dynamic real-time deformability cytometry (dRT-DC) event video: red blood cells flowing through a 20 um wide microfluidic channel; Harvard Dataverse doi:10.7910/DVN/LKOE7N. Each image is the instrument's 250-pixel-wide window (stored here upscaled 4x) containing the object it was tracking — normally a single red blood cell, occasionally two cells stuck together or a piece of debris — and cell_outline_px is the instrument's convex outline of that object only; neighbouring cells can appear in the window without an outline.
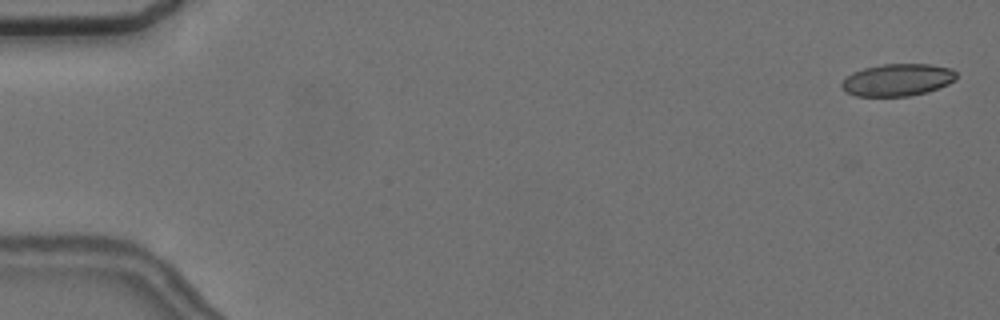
{"species": "common noctule bat (a hibernating species)", "species_latin": "Nyctalus noctula", "temperature_condition": "cold", "stored_images_in_passage": 6, "camera_frame_rate_fps": 3000, "um_per_image_px": 0.085, "animal": {"sex": "female", "body_mass_g": 24.6, "forearm_length_mm": 56.2}, "frame": {"image": 1, "passage_image": 1, "time_ms": 0.0, "image_size_px": [1000, 320], "cell_outline_px": [[956, 80], [948, 84], [928, 92], [908, 96], [856, 96], [848, 92], [840, 84], [852, 72], [864, 68], [884, 64], [932, 64], [952, 68], [956, 72]], "centroid_in_image_um": [76.34, 6.78], "position_along_channel_um": 8.7, "area_um2": 21.5}}